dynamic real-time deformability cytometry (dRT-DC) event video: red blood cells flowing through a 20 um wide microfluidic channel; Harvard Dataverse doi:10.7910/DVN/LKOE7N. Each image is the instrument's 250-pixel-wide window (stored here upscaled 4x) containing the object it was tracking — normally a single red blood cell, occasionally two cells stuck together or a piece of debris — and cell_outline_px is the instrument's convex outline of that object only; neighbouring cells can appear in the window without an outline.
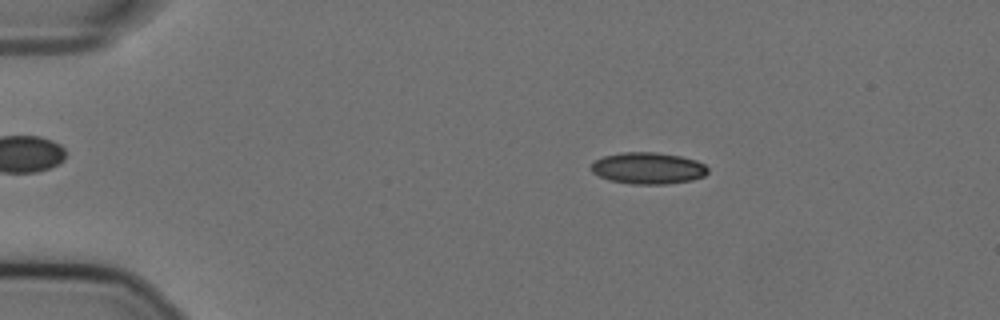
{"species": "Egyptian fruit bat (a non-hibernating species)", "species_latin": "Rousettus aegyptiacus", "temperature_condition": "cold", "stored_images_in_passage": 56, "camera_frame_rate_fps": 3000, "um_per_image_px": 0.085, "animal": {"sex": "female"}, "frame": {"image": 1, "passage_image": 10, "time_ms": 3.0, "image_size_px": [1000, 320], "cell_outline_px": [[708, 172], [704, 176], [692, 180], [668, 184], [632, 184], [608, 180], [592, 172], [592, 164], [596, 160], [604, 156], [620, 152], [656, 152], [680, 156], [696, 160], [704, 164], [708, 168]], "centroid_in_image_um": [55.1, 14.3], "position_along_channel_um": 29.9, "area_um2": 21.5}}
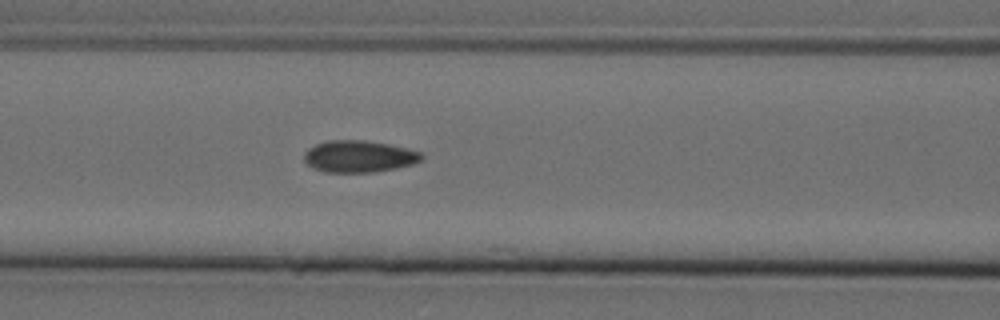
{"frame": {"image": 2, "passage_image": 24, "time_ms": 7.667, "image_size_px": [1000, 320], "cell_outline_px": [[424, 160], [412, 164], [396, 168], [372, 172], [324, 172], [312, 168], [304, 160], [304, 152], [308, 148], [316, 144], [328, 140], [364, 140], [388, 144], [408, 148], [420, 152], [424, 156]], "centroid_in_image_um": [30.51, 13.29], "position_along_channel_um": 136.1, "area_um2": 21.91}}
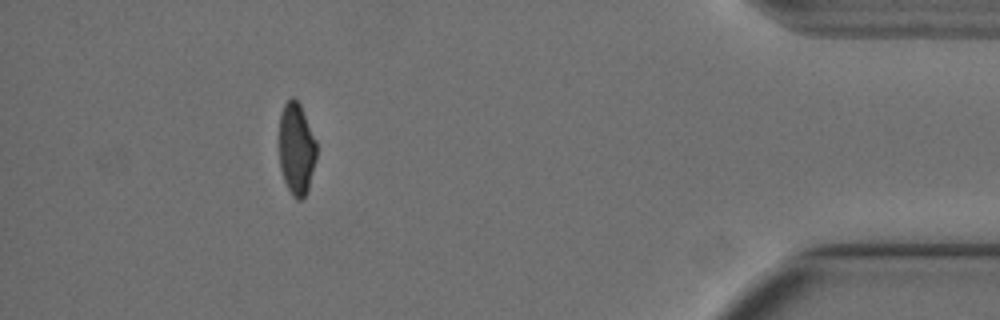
{"frame": {"image": 3, "passage_image": 51, "time_ms": 16.667, "image_size_px": [1000, 320], "cell_outline_px": [[316, 160], [308, 188], [304, 196], [300, 200], [296, 200], [292, 196], [284, 180], [280, 168], [280, 112], [284, 104], [292, 96], [300, 104], [316, 140]], "centroid_in_image_um": [25.2, 12.65], "position_along_channel_um": 410.0, "area_um2": 19.94}, "authors_computed_cell_mechanics": {"area_um2": 21.3282, "velocity_mm_per_s": 3.6002, "shape_relaxation_time_tau1_ms": null, "shape_relaxation_time_tau2_ms": 1.7925, "deformation_change_tau1": null, "deformation_change_tau2": 0.0494}}